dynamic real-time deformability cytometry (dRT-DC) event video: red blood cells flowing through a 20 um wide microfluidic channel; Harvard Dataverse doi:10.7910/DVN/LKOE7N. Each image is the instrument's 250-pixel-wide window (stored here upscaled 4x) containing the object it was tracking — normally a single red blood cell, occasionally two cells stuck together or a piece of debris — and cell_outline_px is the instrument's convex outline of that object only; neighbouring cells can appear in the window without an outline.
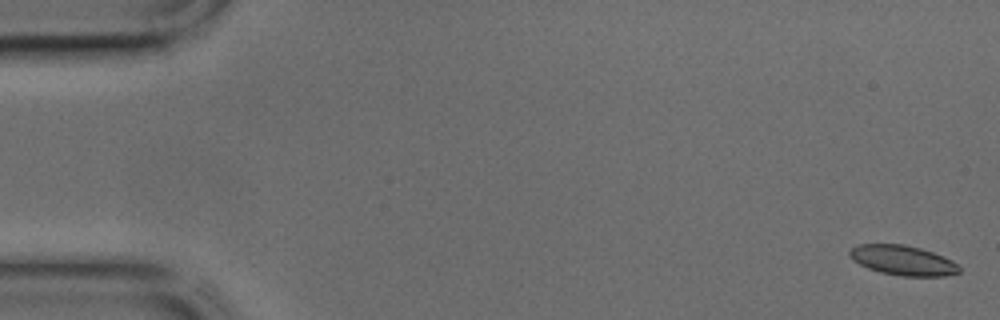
{"species": "common noctule bat (a hibernating species)", "species_latin": "Nyctalus noctula", "temperature_condition": "cold", "stored_images_in_passage": 44, "camera_frame_rate_fps": 3000, "um_per_image_px": 0.085, "animal": {"sex": "male", "body_mass_g": 17.9, "forearm_length_mm": 54.2}, "frame": {"image": 1, "passage_image": 1, "time_ms": 0.0, "image_size_px": [1000, 320], "cell_outline_px": [[960, 272], [944, 276], [900, 276], [880, 272], [868, 268], [852, 260], [848, 252], [856, 244], [904, 244], [920, 248], [932, 252], [952, 260], [960, 268]], "centroid_in_image_um": [76.72, 22.13], "position_along_channel_um": 8.3, "area_um2": 19.02}}
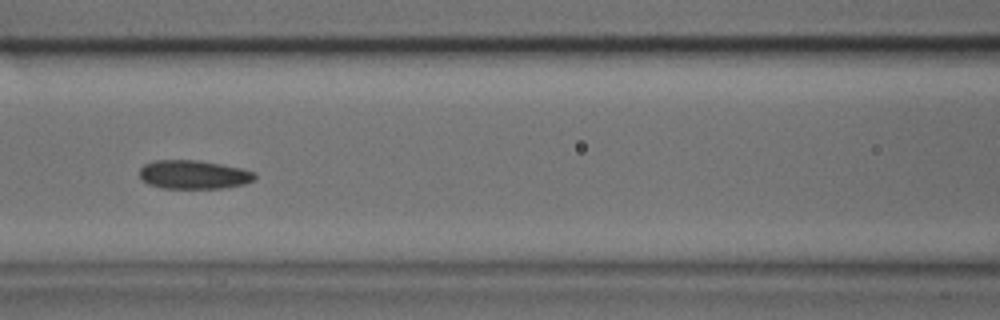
{"frame": {"image": 2, "passage_image": 19, "time_ms": 6.0, "image_size_px": [1000, 320], "cell_outline_px": [[256, 176], [252, 180], [244, 184], [220, 188], [160, 188], [148, 184], [140, 176], [140, 168], [144, 164], [152, 160], [200, 160], [244, 168], [256, 172]], "centroid_in_image_um": [16.47, 14.83], "position_along_channel_um": 150.1, "area_um2": 19.42}}
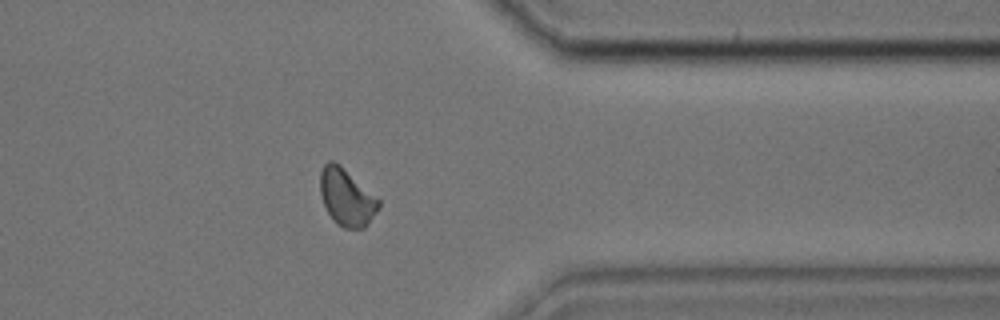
{"frame": {"image": 3, "passage_image": 35, "time_ms": 11.333, "image_size_px": [1000, 320], "cell_outline_px": [[380, 208], [368, 224], [364, 228], [344, 228], [336, 224], [332, 220], [324, 204], [320, 192], [320, 172], [324, 164], [328, 160], [332, 160], [340, 164], [380, 200]], "centroid_in_image_um": [29.46, 16.77], "position_along_channel_um": 381.9, "area_um2": 19.54}}